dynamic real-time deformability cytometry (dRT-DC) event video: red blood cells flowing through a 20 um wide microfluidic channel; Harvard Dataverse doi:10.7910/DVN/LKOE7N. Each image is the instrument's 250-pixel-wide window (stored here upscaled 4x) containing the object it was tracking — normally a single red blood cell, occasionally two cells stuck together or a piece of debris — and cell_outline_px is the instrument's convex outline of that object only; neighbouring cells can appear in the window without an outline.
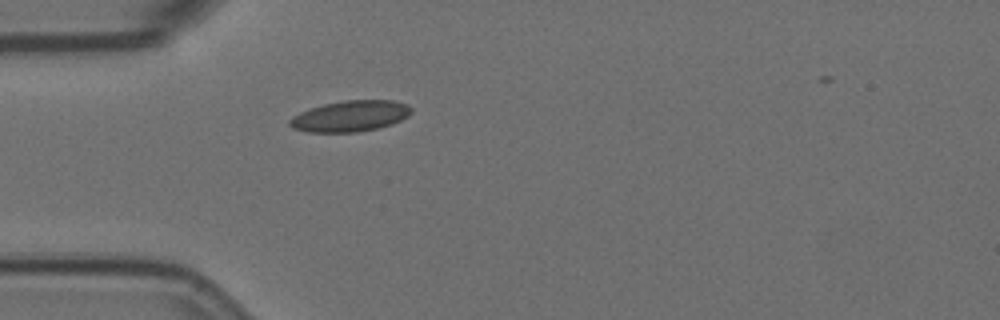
{"species": "Egyptian fruit bat (a non-hibernating species)", "species_latin": "Rousettus aegyptiacus", "temperature_condition": "room temperature", "stored_images_in_passage": 2, "camera_frame_rate_fps": 3000, "um_per_image_px": 0.085, "animal": {"sex": "female"}, "frame": {"image": 1, "passage_image": 1, "time_ms": 0.0, "image_size_px": [1000, 320], "cell_outline_px": [[412, 112], [408, 116], [392, 124], [376, 128], [356, 132], [308, 132], [292, 128], [288, 124], [288, 120], [292, 116], [300, 112], [324, 104], [344, 100], [392, 100], [408, 104], [412, 108]], "centroid_in_image_um": [29.77, 9.86], "position_along_channel_um": 55.2, "area_um2": 21.96}}